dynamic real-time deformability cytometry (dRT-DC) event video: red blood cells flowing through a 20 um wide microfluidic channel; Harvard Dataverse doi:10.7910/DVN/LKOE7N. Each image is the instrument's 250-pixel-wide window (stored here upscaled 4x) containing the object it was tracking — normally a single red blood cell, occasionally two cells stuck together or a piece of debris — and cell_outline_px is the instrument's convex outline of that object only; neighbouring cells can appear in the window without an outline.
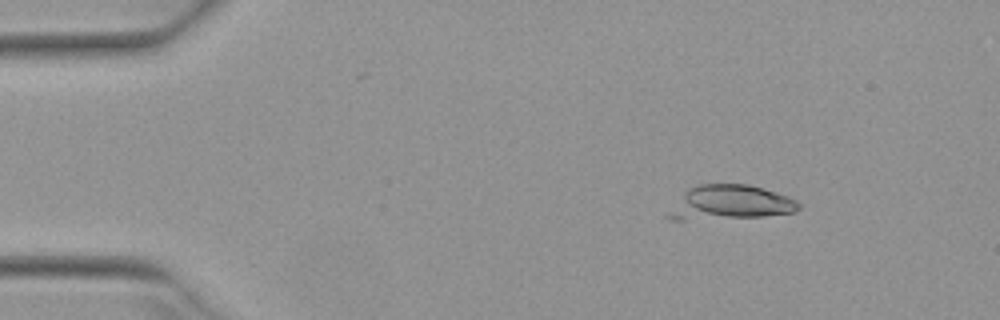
{"species": "Egyptian fruit bat (a non-hibernating species)", "species_latin": "Rousettus aegyptiacus", "temperature_condition": "warm", "stored_images_in_passage": 10, "camera_frame_rate_fps": 3000, "um_per_image_px": 0.085, "animal": {"sex": "female"}, "frame": {"image": 1, "passage_image": 1, "time_ms": 0.0, "image_size_px": [1000, 320], "cell_outline_px": [[800, 208], [792, 212], [764, 216], [684, 220], [672, 220], [664, 216], [688, 188], [700, 184], [748, 184], [764, 188], [788, 196], [796, 200], [800, 204]], "centroid_in_image_um": [62.04, 17.22], "position_along_channel_um": 23.0, "area_um2": 26.07}}
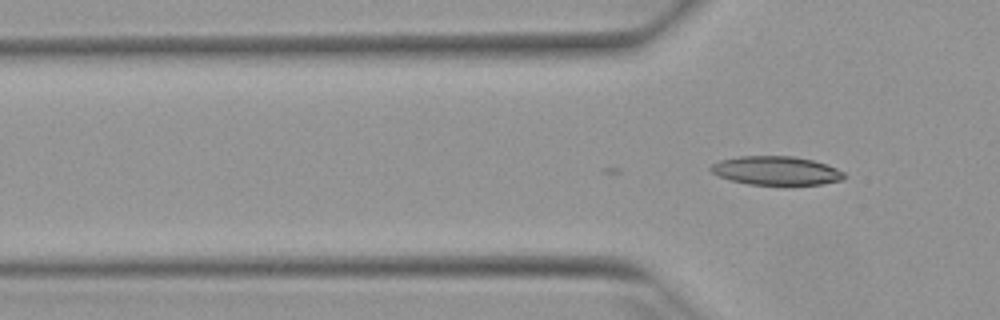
{"frame": {"image": 2, "passage_image": 10, "time_ms": 3.0, "image_size_px": [1000, 320], "cell_outline_px": [[844, 176], [840, 180], [820, 184], [784, 188], [748, 184], [732, 180], [720, 176], [712, 172], [708, 168], [712, 164], [720, 160], [740, 156], [796, 156], [812, 160], [836, 168], [844, 172]], "centroid_in_image_um": [65.97, 14.55], "position_along_channel_um": 59.8, "area_um2": 23.0}}